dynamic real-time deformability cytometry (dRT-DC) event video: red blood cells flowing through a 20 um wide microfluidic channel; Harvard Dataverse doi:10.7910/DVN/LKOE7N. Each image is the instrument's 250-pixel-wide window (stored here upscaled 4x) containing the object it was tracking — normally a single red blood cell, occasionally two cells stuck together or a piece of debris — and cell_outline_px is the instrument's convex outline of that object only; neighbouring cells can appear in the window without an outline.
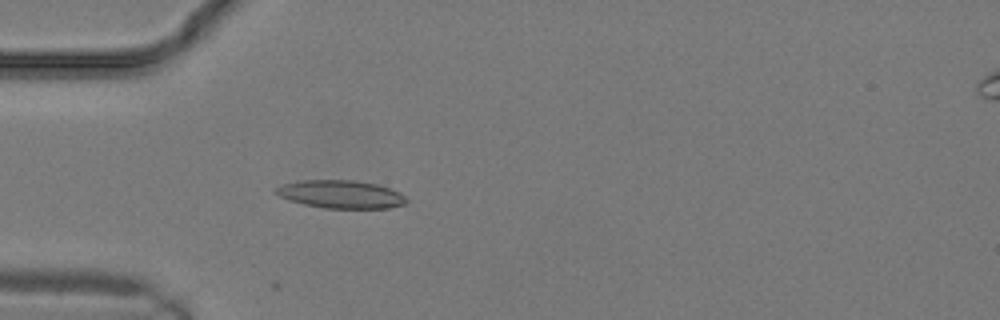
{"species": "common noctule bat (a hibernating species)", "species_latin": "Nyctalus noctula", "temperature_condition": "warm", "stored_images_in_passage": 12, "camera_frame_rate_fps": 3000, "um_per_image_px": 0.085, "animal": {"sex": "male", "body_mass_g": 19.2, "forearm_length_mm": 51.8}, "frame": {"image": 1, "passage_image": 7, "time_ms": 2.0, "image_size_px": [1000, 320], "cell_outline_px": [[408, 204], [388, 208], [324, 208], [304, 204], [288, 200], [272, 192], [280, 184], [300, 180], [352, 180], [376, 184], [400, 192], [408, 200]], "centroid_in_image_um": [28.95, 16.51], "position_along_channel_um": 56.0, "area_um2": 21.44}}
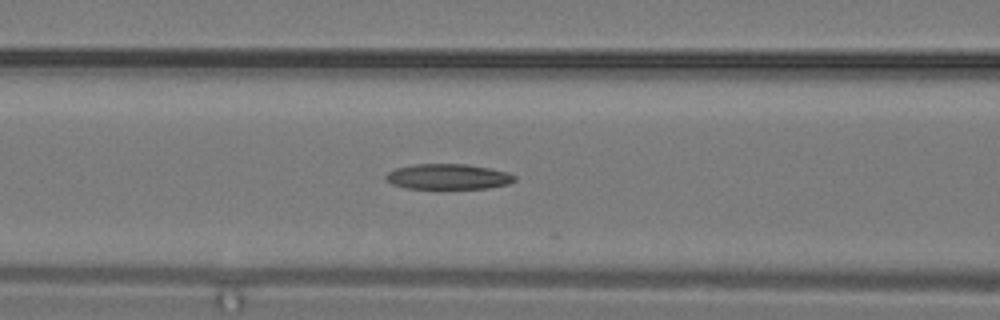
{"frame": {"image": 2, "passage_image": 10, "time_ms": 3.0, "image_size_px": [1000, 320], "cell_outline_px": [[516, 180], [508, 184], [488, 188], [404, 188], [392, 184], [384, 176], [388, 172], [396, 168], [412, 164], [468, 164], [508, 172], [516, 176]], "centroid_in_image_um": [38.09, 15.01], "position_along_channel_um": 128.5, "area_um2": 19.02}}